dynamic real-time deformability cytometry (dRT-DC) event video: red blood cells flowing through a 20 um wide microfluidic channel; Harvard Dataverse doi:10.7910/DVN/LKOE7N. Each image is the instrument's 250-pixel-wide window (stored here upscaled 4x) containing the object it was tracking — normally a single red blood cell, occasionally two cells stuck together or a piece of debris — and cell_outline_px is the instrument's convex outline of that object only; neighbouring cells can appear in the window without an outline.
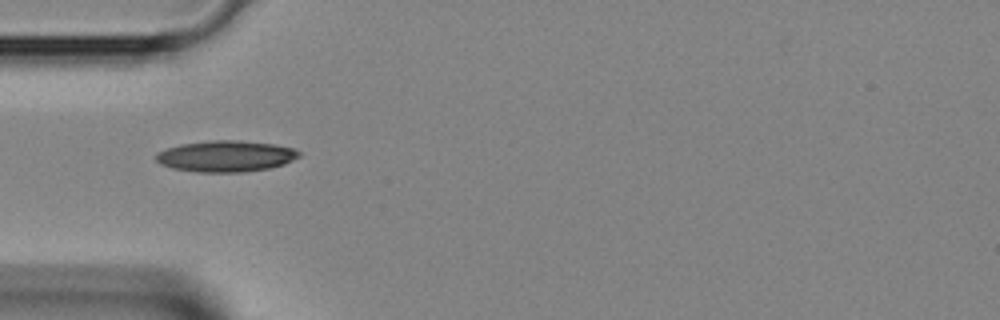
{"species": "Egyptian fruit bat (a non-hibernating species)", "species_latin": "Rousettus aegyptiacus", "temperature_condition": "room temperature", "stored_images_in_passage": 4, "camera_frame_rate_fps": 3000, "um_per_image_px": 0.085, "animal": {"sex": "female"}, "frame": {"image": 1, "passage_image": 3, "time_ms": 0.667, "image_size_px": [1000, 320], "cell_outline_px": [[300, 156], [284, 164], [268, 168], [244, 172], [196, 172], [172, 168], [160, 164], [156, 160], [156, 152], [180, 144], [212, 140], [236, 140], [272, 144], [292, 148], [300, 152]], "centroid_in_image_um": [19.16, 13.28], "position_along_channel_um": 65.8, "area_um2": 25.89}}
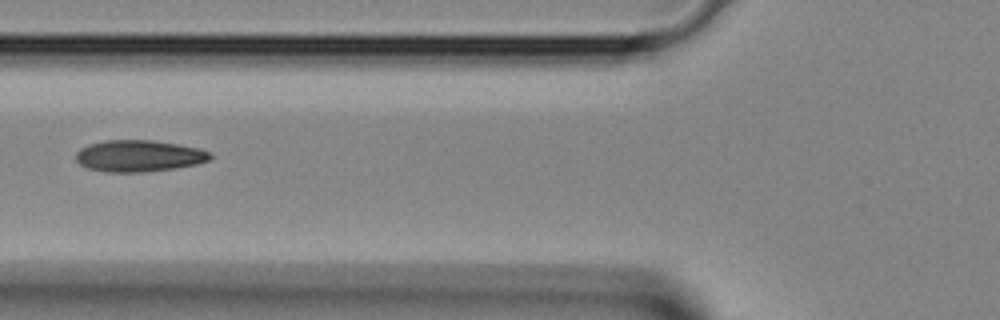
{"frame": {"image": 2, "passage_image": 4, "time_ms": 1.0, "image_size_px": [1000, 320], "cell_outline_px": [[212, 156], [208, 160], [196, 164], [172, 168], [144, 172], [108, 172], [88, 168], [80, 164], [76, 160], [76, 152], [80, 148], [88, 144], [104, 140], [152, 140], [176, 144], [196, 148], [208, 152]], "centroid_in_image_um": [11.74, 13.25], "position_along_channel_um": 114.1, "area_um2": 24.45}}